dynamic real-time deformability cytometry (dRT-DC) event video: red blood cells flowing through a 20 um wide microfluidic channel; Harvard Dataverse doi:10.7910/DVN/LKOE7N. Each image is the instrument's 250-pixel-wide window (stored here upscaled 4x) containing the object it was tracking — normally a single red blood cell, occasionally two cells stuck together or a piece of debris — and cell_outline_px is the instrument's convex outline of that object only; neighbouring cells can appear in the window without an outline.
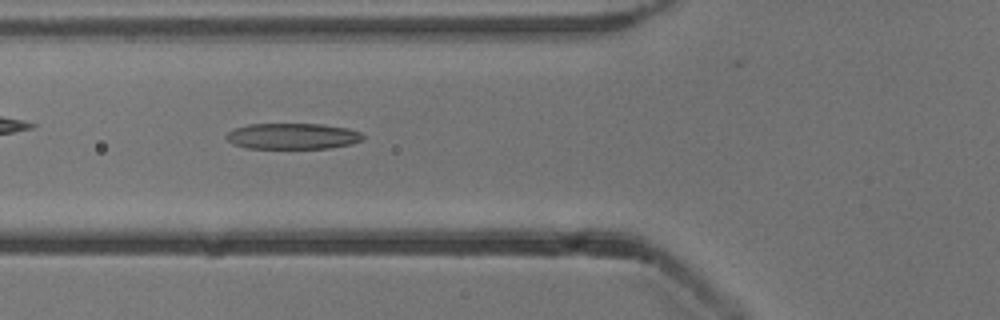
{"species": "common noctule bat (a hibernating species)", "species_latin": "Nyctalus noctula", "temperature_condition": "cold", "stored_images_in_passage": 46, "camera_frame_rate_fps": 3000, "um_per_image_px": 0.085, "animal": {"sex": "male", "body_mass_g": 13.3}, "frame": {"image": 1, "passage_image": 12, "time_ms": 3.667, "image_size_px": [1000, 320], "cell_outline_px": [[364, 140], [352, 144], [328, 148], [248, 148], [232, 144], [224, 136], [228, 132], [236, 128], [248, 124], [324, 124], [348, 128], [360, 132], [364, 136]], "centroid_in_image_um": [24.89, 11.57], "position_along_channel_um": 100.9, "area_um2": 20.75}}
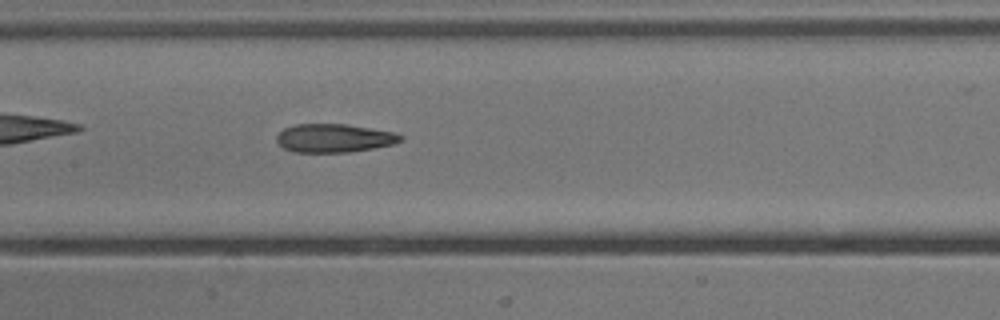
{"frame": {"image": 2, "passage_image": 18, "time_ms": 5.667, "image_size_px": [1000, 320], "cell_outline_px": [[404, 140], [392, 144], [372, 148], [348, 152], [292, 152], [284, 148], [276, 140], [276, 136], [284, 128], [296, 124], [348, 124], [396, 132], [404, 136]], "centroid_in_image_um": [28.42, 11.73], "position_along_channel_um": 179.0, "area_um2": 20.63}}
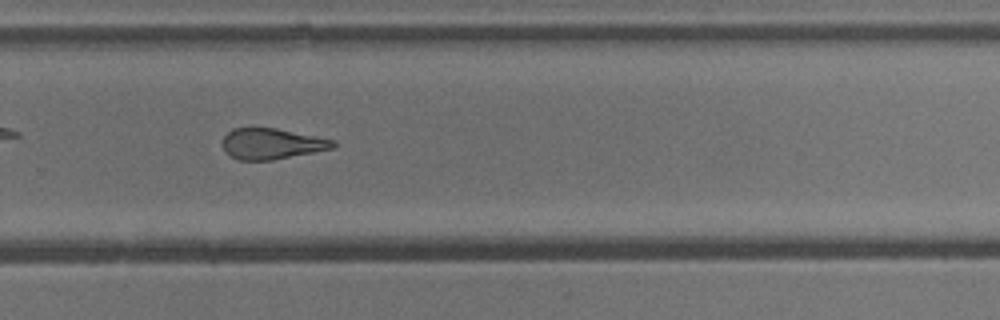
{"frame": {"image": 3, "passage_image": 28, "time_ms": 9.0, "image_size_px": [1000, 320], "cell_outline_px": [[336, 144], [332, 148], [272, 160], [240, 160], [224, 152], [220, 144], [224, 136], [232, 128], [276, 128], [336, 140]], "centroid_in_image_um": [23.04, 12.21], "position_along_channel_um": 306.8, "area_um2": 19.83}, "authors_computed_cell_mechanics": {"area_um2": 21.2415, "velocity_mm_per_s": 3.8523, "shape_relaxation_time_tau1_ms": 5.3006, "shape_relaxation_time_tau2_ms": 2.6957, "deformation_change_tau1": 0.1919, "deformation_change_tau2": 0.1329}}